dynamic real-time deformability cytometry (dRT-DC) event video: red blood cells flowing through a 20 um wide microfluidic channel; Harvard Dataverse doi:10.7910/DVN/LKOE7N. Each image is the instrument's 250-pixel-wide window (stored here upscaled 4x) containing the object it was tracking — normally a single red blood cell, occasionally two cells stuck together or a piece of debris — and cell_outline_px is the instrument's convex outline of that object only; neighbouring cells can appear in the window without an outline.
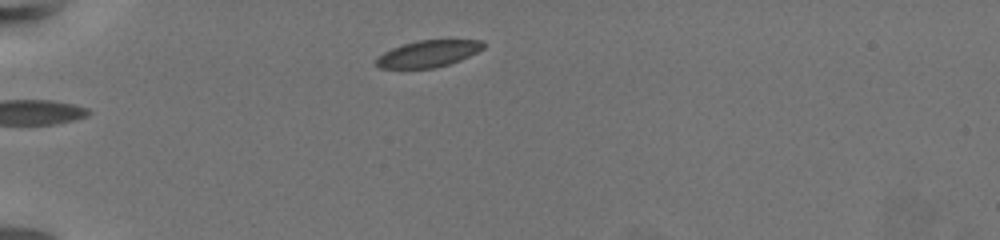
{"species": "common noctule bat (a hibernating species)", "species_latin": "Nyctalus noctula", "temperature_condition": "warm", "stored_images_in_passage": 30, "camera_frame_rate_fps": 3000, "um_per_image_px": 0.085, "animal": {"sex": "female", "body_mass_g": 19.5, "forearm_length_mm": 54.1}, "frame": {"image": 1, "passage_image": 1, "time_ms": 0.0, "image_size_px": [1000, 240], "cell_outline_px": [[484, 48], [460, 60], [448, 64], [432, 68], [380, 68], [376, 64], [376, 60], [384, 52], [392, 48], [404, 44], [420, 40], [484, 40]], "centroid_in_image_um": [36.41, 4.56], "position_along_channel_um": 48.6, "area_um2": 16.36}}
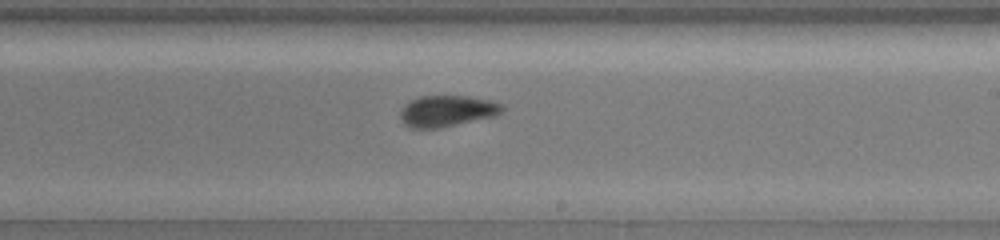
{"frame": {"image": 2, "passage_image": 16, "time_ms": 5.0, "image_size_px": [1000, 240], "cell_outline_px": [[504, 108], [500, 112], [492, 116], [440, 128], [412, 128], [404, 124], [400, 116], [400, 112], [404, 104], [416, 96], [468, 96], [488, 100], [504, 104]], "centroid_in_image_um": [37.95, 9.42], "position_along_channel_um": 251.1, "area_um2": 18.44}}
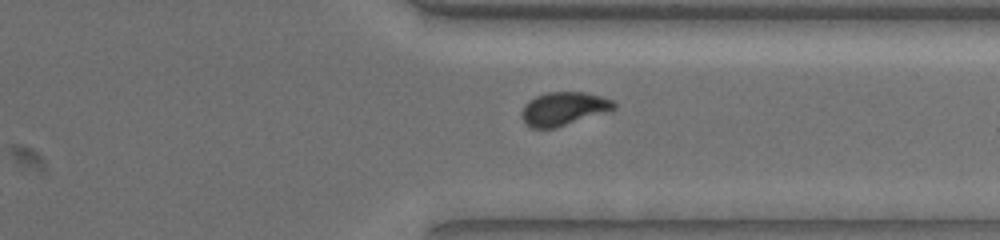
{"frame": {"image": 3, "passage_image": 26, "time_ms": 8.333, "image_size_px": [1000, 240], "cell_outline_px": [[616, 108], [556, 128], [532, 128], [524, 120], [520, 112], [524, 104], [528, 100], [536, 96], [548, 92], [584, 92], [600, 96], [612, 100], [616, 104]], "centroid_in_image_um": [47.88, 9.23], "position_along_channel_um": 363.5, "area_um2": 17.74}, "authors_computed_cell_mechanics": {"area_um2": 18.2359, "velocity_mm_per_s": 3.3695, "shape_relaxation_time_tau1_ms": 5.9713, "shape_relaxation_time_tau2_ms": 0.8166, "deformation_change_tau1": 0.1536, "deformation_change_tau2": 0.0425}}